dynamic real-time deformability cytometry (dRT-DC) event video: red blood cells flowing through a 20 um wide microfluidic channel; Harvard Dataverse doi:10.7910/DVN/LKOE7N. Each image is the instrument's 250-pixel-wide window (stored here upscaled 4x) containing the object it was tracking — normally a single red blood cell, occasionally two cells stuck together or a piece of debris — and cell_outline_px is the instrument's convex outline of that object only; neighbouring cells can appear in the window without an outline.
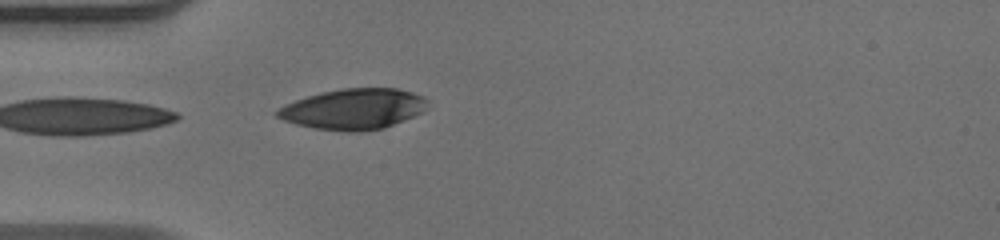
{"species": "human", "species_latin": "Homo sapiens", "temperature_condition": "warm", "stored_images_in_passage": 23, "camera_frame_rate_fps": 3000, "um_per_image_px": 0.085, "donor": {"sex": "male"}, "frame": {"image": 1, "passage_image": 1, "time_ms": 0.0, "image_size_px": [1000, 240], "cell_outline_px": [[428, 100], [424, 108], [420, 112], [412, 116], [384, 128], [360, 132], [344, 132], [312, 128], [296, 124], [284, 120], [276, 116], [272, 112], [296, 100], [320, 92], [344, 88], [396, 88], [412, 92]], "centroid_in_image_um": [30.0, 9.28], "position_along_channel_um": 55.0, "area_um2": 35.37}}